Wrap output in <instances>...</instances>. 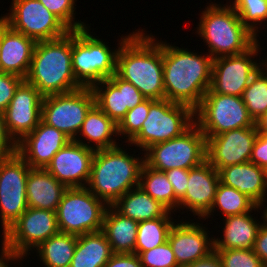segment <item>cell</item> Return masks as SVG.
Instances as JSON below:
<instances>
[{
    "instance_id": "cell-1",
    "label": "cell",
    "mask_w": 267,
    "mask_h": 267,
    "mask_svg": "<svg viewBox=\"0 0 267 267\" xmlns=\"http://www.w3.org/2000/svg\"><path fill=\"white\" fill-rule=\"evenodd\" d=\"M144 28L132 31L119 46L116 75L132 83L145 98L165 99L163 41Z\"/></svg>"
},
{
    "instance_id": "cell-2",
    "label": "cell",
    "mask_w": 267,
    "mask_h": 267,
    "mask_svg": "<svg viewBox=\"0 0 267 267\" xmlns=\"http://www.w3.org/2000/svg\"><path fill=\"white\" fill-rule=\"evenodd\" d=\"M213 58L163 41L165 99L195 110L210 89Z\"/></svg>"
},
{
    "instance_id": "cell-3",
    "label": "cell",
    "mask_w": 267,
    "mask_h": 267,
    "mask_svg": "<svg viewBox=\"0 0 267 267\" xmlns=\"http://www.w3.org/2000/svg\"><path fill=\"white\" fill-rule=\"evenodd\" d=\"M123 142L113 148L95 150L90 178L86 187L108 206L113 205L129 190L139 186L145 155H135L124 149ZM128 152V153H127ZM141 155L138 156V155Z\"/></svg>"
},
{
    "instance_id": "cell-4",
    "label": "cell",
    "mask_w": 267,
    "mask_h": 267,
    "mask_svg": "<svg viewBox=\"0 0 267 267\" xmlns=\"http://www.w3.org/2000/svg\"><path fill=\"white\" fill-rule=\"evenodd\" d=\"M25 80L43 97L82 88L72 71V30L60 38L36 43Z\"/></svg>"
},
{
    "instance_id": "cell-5",
    "label": "cell",
    "mask_w": 267,
    "mask_h": 267,
    "mask_svg": "<svg viewBox=\"0 0 267 267\" xmlns=\"http://www.w3.org/2000/svg\"><path fill=\"white\" fill-rule=\"evenodd\" d=\"M207 4L199 14L196 34L207 44L213 59L244 53L259 40L228 3L217 4L214 0Z\"/></svg>"
},
{
    "instance_id": "cell-6",
    "label": "cell",
    "mask_w": 267,
    "mask_h": 267,
    "mask_svg": "<svg viewBox=\"0 0 267 267\" xmlns=\"http://www.w3.org/2000/svg\"><path fill=\"white\" fill-rule=\"evenodd\" d=\"M90 27L72 30V71L82 87L92 88L116 73L119 46L131 34L121 36L116 48H111ZM94 35V36H93Z\"/></svg>"
},
{
    "instance_id": "cell-7",
    "label": "cell",
    "mask_w": 267,
    "mask_h": 267,
    "mask_svg": "<svg viewBox=\"0 0 267 267\" xmlns=\"http://www.w3.org/2000/svg\"><path fill=\"white\" fill-rule=\"evenodd\" d=\"M194 122V110L190 106L167 99L155 100L140 132L128 145L145 152L154 144L180 136Z\"/></svg>"
},
{
    "instance_id": "cell-8",
    "label": "cell",
    "mask_w": 267,
    "mask_h": 267,
    "mask_svg": "<svg viewBox=\"0 0 267 267\" xmlns=\"http://www.w3.org/2000/svg\"><path fill=\"white\" fill-rule=\"evenodd\" d=\"M107 208L87 187L67 188L56 210L59 230L76 236L101 231Z\"/></svg>"
},
{
    "instance_id": "cell-9",
    "label": "cell",
    "mask_w": 267,
    "mask_h": 267,
    "mask_svg": "<svg viewBox=\"0 0 267 267\" xmlns=\"http://www.w3.org/2000/svg\"><path fill=\"white\" fill-rule=\"evenodd\" d=\"M194 120L205 137L255 125L242 97L214 93L211 89L194 110Z\"/></svg>"
},
{
    "instance_id": "cell-10",
    "label": "cell",
    "mask_w": 267,
    "mask_h": 267,
    "mask_svg": "<svg viewBox=\"0 0 267 267\" xmlns=\"http://www.w3.org/2000/svg\"><path fill=\"white\" fill-rule=\"evenodd\" d=\"M144 155L145 163L159 171L190 169L206 160V137L194 122L180 136L152 145Z\"/></svg>"
},
{
    "instance_id": "cell-11",
    "label": "cell",
    "mask_w": 267,
    "mask_h": 267,
    "mask_svg": "<svg viewBox=\"0 0 267 267\" xmlns=\"http://www.w3.org/2000/svg\"><path fill=\"white\" fill-rule=\"evenodd\" d=\"M95 105L92 88L45 96L41 107V121L63 132L74 140L87 113Z\"/></svg>"
},
{
    "instance_id": "cell-12",
    "label": "cell",
    "mask_w": 267,
    "mask_h": 267,
    "mask_svg": "<svg viewBox=\"0 0 267 267\" xmlns=\"http://www.w3.org/2000/svg\"><path fill=\"white\" fill-rule=\"evenodd\" d=\"M31 167L17 153L0 157V226L2 235L27 210L26 183Z\"/></svg>"
},
{
    "instance_id": "cell-13",
    "label": "cell",
    "mask_w": 267,
    "mask_h": 267,
    "mask_svg": "<svg viewBox=\"0 0 267 267\" xmlns=\"http://www.w3.org/2000/svg\"><path fill=\"white\" fill-rule=\"evenodd\" d=\"M10 6L1 17L13 30L36 42L57 39L71 31L39 0H12Z\"/></svg>"
},
{
    "instance_id": "cell-14",
    "label": "cell",
    "mask_w": 267,
    "mask_h": 267,
    "mask_svg": "<svg viewBox=\"0 0 267 267\" xmlns=\"http://www.w3.org/2000/svg\"><path fill=\"white\" fill-rule=\"evenodd\" d=\"M260 44L258 40L244 53L213 59L210 89L214 93L242 97L251 78L259 70L260 58L257 60L256 57L265 50Z\"/></svg>"
},
{
    "instance_id": "cell-15",
    "label": "cell",
    "mask_w": 267,
    "mask_h": 267,
    "mask_svg": "<svg viewBox=\"0 0 267 267\" xmlns=\"http://www.w3.org/2000/svg\"><path fill=\"white\" fill-rule=\"evenodd\" d=\"M59 232L56 211L28 207L1 239L26 260L32 249Z\"/></svg>"
},
{
    "instance_id": "cell-16",
    "label": "cell",
    "mask_w": 267,
    "mask_h": 267,
    "mask_svg": "<svg viewBox=\"0 0 267 267\" xmlns=\"http://www.w3.org/2000/svg\"><path fill=\"white\" fill-rule=\"evenodd\" d=\"M171 227L168 242L172 247L176 262L179 267H186L207 257L214 251L213 234L199 221L179 220ZM185 220V221H183ZM193 221V222H192Z\"/></svg>"
},
{
    "instance_id": "cell-17",
    "label": "cell",
    "mask_w": 267,
    "mask_h": 267,
    "mask_svg": "<svg viewBox=\"0 0 267 267\" xmlns=\"http://www.w3.org/2000/svg\"><path fill=\"white\" fill-rule=\"evenodd\" d=\"M258 136L256 126L226 131L206 137V160L217 170L250 161Z\"/></svg>"
},
{
    "instance_id": "cell-18",
    "label": "cell",
    "mask_w": 267,
    "mask_h": 267,
    "mask_svg": "<svg viewBox=\"0 0 267 267\" xmlns=\"http://www.w3.org/2000/svg\"><path fill=\"white\" fill-rule=\"evenodd\" d=\"M43 98L26 80H23L15 90L3 116L8 134L16 143L32 132L41 121Z\"/></svg>"
},
{
    "instance_id": "cell-19",
    "label": "cell",
    "mask_w": 267,
    "mask_h": 267,
    "mask_svg": "<svg viewBox=\"0 0 267 267\" xmlns=\"http://www.w3.org/2000/svg\"><path fill=\"white\" fill-rule=\"evenodd\" d=\"M94 153L95 150L71 140L53 156L46 170L67 188L86 187Z\"/></svg>"
},
{
    "instance_id": "cell-20",
    "label": "cell",
    "mask_w": 267,
    "mask_h": 267,
    "mask_svg": "<svg viewBox=\"0 0 267 267\" xmlns=\"http://www.w3.org/2000/svg\"><path fill=\"white\" fill-rule=\"evenodd\" d=\"M220 182L218 171L205 160L189 169L185 196L178 203V211L192 212L194 219H201L210 211ZM181 209V210H180ZM195 216H198L195 218Z\"/></svg>"
},
{
    "instance_id": "cell-21",
    "label": "cell",
    "mask_w": 267,
    "mask_h": 267,
    "mask_svg": "<svg viewBox=\"0 0 267 267\" xmlns=\"http://www.w3.org/2000/svg\"><path fill=\"white\" fill-rule=\"evenodd\" d=\"M70 141L63 132L40 121L17 143V153L31 168L46 169L53 156Z\"/></svg>"
},
{
    "instance_id": "cell-22",
    "label": "cell",
    "mask_w": 267,
    "mask_h": 267,
    "mask_svg": "<svg viewBox=\"0 0 267 267\" xmlns=\"http://www.w3.org/2000/svg\"><path fill=\"white\" fill-rule=\"evenodd\" d=\"M36 41L13 30L1 17L0 72L25 80L31 66Z\"/></svg>"
},
{
    "instance_id": "cell-23",
    "label": "cell",
    "mask_w": 267,
    "mask_h": 267,
    "mask_svg": "<svg viewBox=\"0 0 267 267\" xmlns=\"http://www.w3.org/2000/svg\"><path fill=\"white\" fill-rule=\"evenodd\" d=\"M220 182L246 194L257 205L263 206L267 201L265 169L248 161L229 165L219 171Z\"/></svg>"
},
{
    "instance_id": "cell-24",
    "label": "cell",
    "mask_w": 267,
    "mask_h": 267,
    "mask_svg": "<svg viewBox=\"0 0 267 267\" xmlns=\"http://www.w3.org/2000/svg\"><path fill=\"white\" fill-rule=\"evenodd\" d=\"M251 213L253 212L223 218L221 223L224 226L220 227L223 234H220V238L214 236V249H253L263 222Z\"/></svg>"
},
{
    "instance_id": "cell-25",
    "label": "cell",
    "mask_w": 267,
    "mask_h": 267,
    "mask_svg": "<svg viewBox=\"0 0 267 267\" xmlns=\"http://www.w3.org/2000/svg\"><path fill=\"white\" fill-rule=\"evenodd\" d=\"M115 137L119 140L118 125L97 105H94L87 113L74 140L93 150H101L120 145Z\"/></svg>"
},
{
    "instance_id": "cell-26",
    "label": "cell",
    "mask_w": 267,
    "mask_h": 267,
    "mask_svg": "<svg viewBox=\"0 0 267 267\" xmlns=\"http://www.w3.org/2000/svg\"><path fill=\"white\" fill-rule=\"evenodd\" d=\"M67 187L43 168H31L26 183L27 205L56 211Z\"/></svg>"
},
{
    "instance_id": "cell-27",
    "label": "cell",
    "mask_w": 267,
    "mask_h": 267,
    "mask_svg": "<svg viewBox=\"0 0 267 267\" xmlns=\"http://www.w3.org/2000/svg\"><path fill=\"white\" fill-rule=\"evenodd\" d=\"M111 206L121 215L136 222L152 220L158 217H172V214L177 216L159 201L154 200L140 186L126 192Z\"/></svg>"
},
{
    "instance_id": "cell-28",
    "label": "cell",
    "mask_w": 267,
    "mask_h": 267,
    "mask_svg": "<svg viewBox=\"0 0 267 267\" xmlns=\"http://www.w3.org/2000/svg\"><path fill=\"white\" fill-rule=\"evenodd\" d=\"M113 253H135L138 222L108 206L101 230Z\"/></svg>"
},
{
    "instance_id": "cell-29",
    "label": "cell",
    "mask_w": 267,
    "mask_h": 267,
    "mask_svg": "<svg viewBox=\"0 0 267 267\" xmlns=\"http://www.w3.org/2000/svg\"><path fill=\"white\" fill-rule=\"evenodd\" d=\"M112 254L102 231L79 235L70 267H103Z\"/></svg>"
},
{
    "instance_id": "cell-30",
    "label": "cell",
    "mask_w": 267,
    "mask_h": 267,
    "mask_svg": "<svg viewBox=\"0 0 267 267\" xmlns=\"http://www.w3.org/2000/svg\"><path fill=\"white\" fill-rule=\"evenodd\" d=\"M76 243V235L59 232L40 243L29 255L35 252L43 267H70Z\"/></svg>"
},
{
    "instance_id": "cell-31",
    "label": "cell",
    "mask_w": 267,
    "mask_h": 267,
    "mask_svg": "<svg viewBox=\"0 0 267 267\" xmlns=\"http://www.w3.org/2000/svg\"><path fill=\"white\" fill-rule=\"evenodd\" d=\"M217 208V209H216ZM221 211H220V210ZM221 212L223 218L240 215L247 212H263L262 206L257 205L252 199H250L246 194L239 192L233 187L227 186L219 182L214 203L210 211L202 218V220L210 219L214 220L215 211ZM211 215L213 217H211Z\"/></svg>"
},
{
    "instance_id": "cell-32",
    "label": "cell",
    "mask_w": 267,
    "mask_h": 267,
    "mask_svg": "<svg viewBox=\"0 0 267 267\" xmlns=\"http://www.w3.org/2000/svg\"><path fill=\"white\" fill-rule=\"evenodd\" d=\"M139 186L169 211L178 212L179 200L175 197L173 186L164 171L153 169L144 163Z\"/></svg>"
},
{
    "instance_id": "cell-33",
    "label": "cell",
    "mask_w": 267,
    "mask_h": 267,
    "mask_svg": "<svg viewBox=\"0 0 267 267\" xmlns=\"http://www.w3.org/2000/svg\"><path fill=\"white\" fill-rule=\"evenodd\" d=\"M173 217H158L152 220L138 222V231L135 244V253L153 249L168 241L171 227L177 219Z\"/></svg>"
},
{
    "instance_id": "cell-34",
    "label": "cell",
    "mask_w": 267,
    "mask_h": 267,
    "mask_svg": "<svg viewBox=\"0 0 267 267\" xmlns=\"http://www.w3.org/2000/svg\"><path fill=\"white\" fill-rule=\"evenodd\" d=\"M97 105L117 125L128 112L124 108L123 89L118 87L108 78L92 87Z\"/></svg>"
},
{
    "instance_id": "cell-35",
    "label": "cell",
    "mask_w": 267,
    "mask_h": 267,
    "mask_svg": "<svg viewBox=\"0 0 267 267\" xmlns=\"http://www.w3.org/2000/svg\"><path fill=\"white\" fill-rule=\"evenodd\" d=\"M227 3L255 36L259 37L258 34L264 29V26L267 29V0H229Z\"/></svg>"
},
{
    "instance_id": "cell-36",
    "label": "cell",
    "mask_w": 267,
    "mask_h": 267,
    "mask_svg": "<svg viewBox=\"0 0 267 267\" xmlns=\"http://www.w3.org/2000/svg\"><path fill=\"white\" fill-rule=\"evenodd\" d=\"M242 99L254 122L267 112V77L260 69L251 78Z\"/></svg>"
},
{
    "instance_id": "cell-37",
    "label": "cell",
    "mask_w": 267,
    "mask_h": 267,
    "mask_svg": "<svg viewBox=\"0 0 267 267\" xmlns=\"http://www.w3.org/2000/svg\"><path fill=\"white\" fill-rule=\"evenodd\" d=\"M154 101V99L146 98L136 107L128 110L126 116L118 124L119 138L126 139L123 143H129L140 132L148 116L149 107Z\"/></svg>"
},
{
    "instance_id": "cell-38",
    "label": "cell",
    "mask_w": 267,
    "mask_h": 267,
    "mask_svg": "<svg viewBox=\"0 0 267 267\" xmlns=\"http://www.w3.org/2000/svg\"><path fill=\"white\" fill-rule=\"evenodd\" d=\"M51 13L57 16L70 30H78L88 27L84 21H77V0H39ZM76 20V21H75Z\"/></svg>"
},
{
    "instance_id": "cell-39",
    "label": "cell",
    "mask_w": 267,
    "mask_h": 267,
    "mask_svg": "<svg viewBox=\"0 0 267 267\" xmlns=\"http://www.w3.org/2000/svg\"><path fill=\"white\" fill-rule=\"evenodd\" d=\"M222 267H265L253 249H214Z\"/></svg>"
},
{
    "instance_id": "cell-40",
    "label": "cell",
    "mask_w": 267,
    "mask_h": 267,
    "mask_svg": "<svg viewBox=\"0 0 267 267\" xmlns=\"http://www.w3.org/2000/svg\"><path fill=\"white\" fill-rule=\"evenodd\" d=\"M139 258L143 267H179L169 242L143 251Z\"/></svg>"
},
{
    "instance_id": "cell-41",
    "label": "cell",
    "mask_w": 267,
    "mask_h": 267,
    "mask_svg": "<svg viewBox=\"0 0 267 267\" xmlns=\"http://www.w3.org/2000/svg\"><path fill=\"white\" fill-rule=\"evenodd\" d=\"M24 79L13 74L0 72V112H4L10 104L15 90Z\"/></svg>"
},
{
    "instance_id": "cell-42",
    "label": "cell",
    "mask_w": 267,
    "mask_h": 267,
    "mask_svg": "<svg viewBox=\"0 0 267 267\" xmlns=\"http://www.w3.org/2000/svg\"><path fill=\"white\" fill-rule=\"evenodd\" d=\"M109 79L118 89H123L124 108L128 110L134 108L146 99L132 83L119 78L116 74H113Z\"/></svg>"
},
{
    "instance_id": "cell-43",
    "label": "cell",
    "mask_w": 267,
    "mask_h": 267,
    "mask_svg": "<svg viewBox=\"0 0 267 267\" xmlns=\"http://www.w3.org/2000/svg\"><path fill=\"white\" fill-rule=\"evenodd\" d=\"M165 174L173 186L175 197L180 201L187 190L189 169L174 168L165 171Z\"/></svg>"
},
{
    "instance_id": "cell-44",
    "label": "cell",
    "mask_w": 267,
    "mask_h": 267,
    "mask_svg": "<svg viewBox=\"0 0 267 267\" xmlns=\"http://www.w3.org/2000/svg\"><path fill=\"white\" fill-rule=\"evenodd\" d=\"M250 162L261 168H267V134L258 133L252 148Z\"/></svg>"
},
{
    "instance_id": "cell-45",
    "label": "cell",
    "mask_w": 267,
    "mask_h": 267,
    "mask_svg": "<svg viewBox=\"0 0 267 267\" xmlns=\"http://www.w3.org/2000/svg\"><path fill=\"white\" fill-rule=\"evenodd\" d=\"M261 219L263 223L259 227L253 251L261 259L265 267H267V221H265L264 212H261Z\"/></svg>"
},
{
    "instance_id": "cell-46",
    "label": "cell",
    "mask_w": 267,
    "mask_h": 267,
    "mask_svg": "<svg viewBox=\"0 0 267 267\" xmlns=\"http://www.w3.org/2000/svg\"><path fill=\"white\" fill-rule=\"evenodd\" d=\"M103 267H143L136 253H113Z\"/></svg>"
},
{
    "instance_id": "cell-47",
    "label": "cell",
    "mask_w": 267,
    "mask_h": 267,
    "mask_svg": "<svg viewBox=\"0 0 267 267\" xmlns=\"http://www.w3.org/2000/svg\"><path fill=\"white\" fill-rule=\"evenodd\" d=\"M17 152V143L8 134L3 113L0 112V157H7Z\"/></svg>"
},
{
    "instance_id": "cell-48",
    "label": "cell",
    "mask_w": 267,
    "mask_h": 267,
    "mask_svg": "<svg viewBox=\"0 0 267 267\" xmlns=\"http://www.w3.org/2000/svg\"><path fill=\"white\" fill-rule=\"evenodd\" d=\"M1 246L2 247L0 250V267H11V263L12 265L16 263L20 265V262L22 264V261H25L21 256L16 254L2 239Z\"/></svg>"
},
{
    "instance_id": "cell-49",
    "label": "cell",
    "mask_w": 267,
    "mask_h": 267,
    "mask_svg": "<svg viewBox=\"0 0 267 267\" xmlns=\"http://www.w3.org/2000/svg\"><path fill=\"white\" fill-rule=\"evenodd\" d=\"M186 267H222V264L217 256V253L213 251L207 257L200 259Z\"/></svg>"
},
{
    "instance_id": "cell-50",
    "label": "cell",
    "mask_w": 267,
    "mask_h": 267,
    "mask_svg": "<svg viewBox=\"0 0 267 267\" xmlns=\"http://www.w3.org/2000/svg\"><path fill=\"white\" fill-rule=\"evenodd\" d=\"M255 126L258 133L267 134V112L255 121Z\"/></svg>"
},
{
    "instance_id": "cell-51",
    "label": "cell",
    "mask_w": 267,
    "mask_h": 267,
    "mask_svg": "<svg viewBox=\"0 0 267 267\" xmlns=\"http://www.w3.org/2000/svg\"><path fill=\"white\" fill-rule=\"evenodd\" d=\"M267 55V54H266ZM264 57V58H263ZM259 57L261 60L259 61V69L263 72V74L267 77V56Z\"/></svg>"
},
{
    "instance_id": "cell-52",
    "label": "cell",
    "mask_w": 267,
    "mask_h": 267,
    "mask_svg": "<svg viewBox=\"0 0 267 267\" xmlns=\"http://www.w3.org/2000/svg\"><path fill=\"white\" fill-rule=\"evenodd\" d=\"M266 204H267V201H266ZM266 204H264L263 206H262V208H263V212H264V216H265V221H267V205ZM265 208V209H264Z\"/></svg>"
},
{
    "instance_id": "cell-53",
    "label": "cell",
    "mask_w": 267,
    "mask_h": 267,
    "mask_svg": "<svg viewBox=\"0 0 267 267\" xmlns=\"http://www.w3.org/2000/svg\"><path fill=\"white\" fill-rule=\"evenodd\" d=\"M0 52H1V16H0Z\"/></svg>"
},
{
    "instance_id": "cell-54",
    "label": "cell",
    "mask_w": 267,
    "mask_h": 267,
    "mask_svg": "<svg viewBox=\"0 0 267 267\" xmlns=\"http://www.w3.org/2000/svg\"><path fill=\"white\" fill-rule=\"evenodd\" d=\"M265 176H266V186H267V168L265 169Z\"/></svg>"
}]
</instances>
